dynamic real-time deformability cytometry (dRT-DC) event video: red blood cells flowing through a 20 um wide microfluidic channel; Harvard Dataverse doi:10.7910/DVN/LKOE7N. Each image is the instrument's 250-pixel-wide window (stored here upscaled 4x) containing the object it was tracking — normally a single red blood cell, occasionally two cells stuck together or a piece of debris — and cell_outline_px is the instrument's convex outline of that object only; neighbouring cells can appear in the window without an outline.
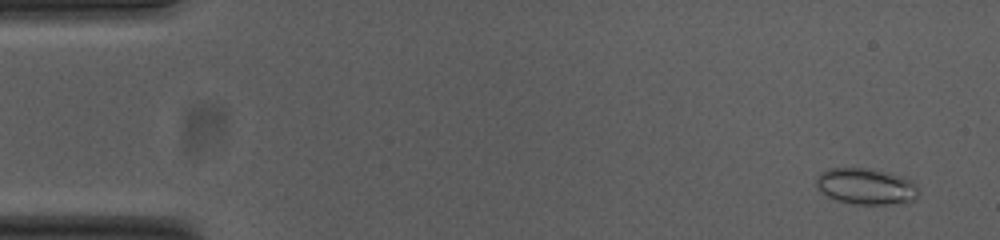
{"species": "common noctule bat (a hibernating species)", "species_latin": "Nyctalus noctula", "temperature_condition": "cold", "stored_images_in_passage": 54, "camera_frame_rate_fps": 3000, "um_per_image_px": 0.085, "animal": {"sex": "female", "body_mass_g": 23.0, "forearm_length_mm": 53.4}, "frame": {"image": 1, "passage_image": 3, "time_ms": 0.667, "image_size_px": [1000, 240], "cell_outline_px": [[920, 192], [916, 200], [904, 204], [856, 204], [836, 200], [828, 196], [816, 184], [816, 180], [820, 172], [828, 168], [868, 168], [904, 176], [916, 184], [920, 188]], "centroid_in_image_um": [73.7, 15.85], "position_along_channel_um": 11.3, "area_um2": 21.85}}
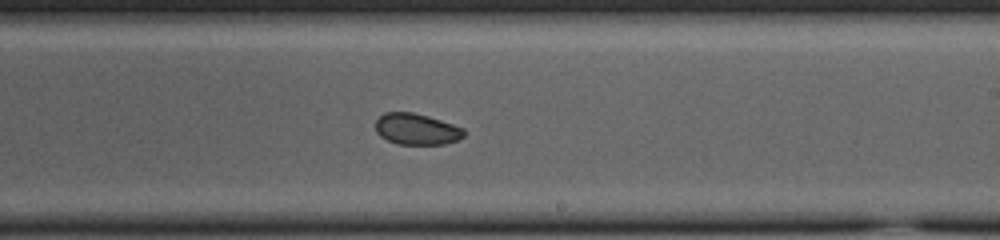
{"frame": {"image": 2, "passage_image": 32, "time_ms": 10.333, "image_size_px": [1000, 240], "cell_outline_px": [[464, 136], [456, 140], [444, 144], [396, 144], [380, 136], [376, 132], [376, 120], [384, 112], [412, 112], [428, 116], [464, 128]], "centroid_in_image_um": [35.38, 10.97], "position_along_channel_um": 253.6, "area_um2": 16.01}}
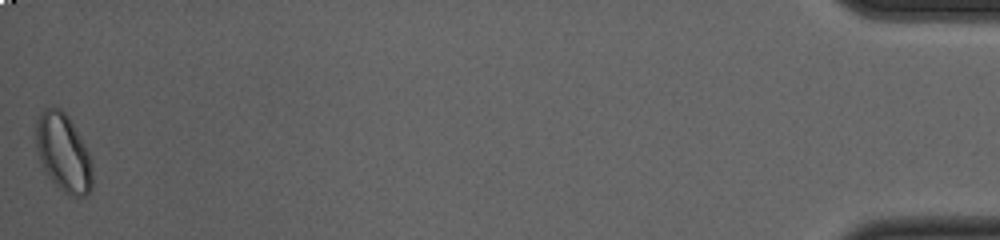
{"frame": {"image": 3, "passage_image": 54, "time_ms": 17.667, "image_size_px": [1000, 240], "cell_outline_px": [[92, 188], [84, 196], [68, 196], [52, 180], [44, 168], [40, 160], [36, 148], [36, 120], [44, 108], [60, 108], [68, 116], [88, 152], [92, 164]], "centroid_in_image_um": [5.38, 12.98], "position_along_channel_um": 429.8, "area_um2": 25.26}, "authors_computed_cell_mechanics": {"area_um2": 17.8024, "velocity_mm_per_s": 3.7537, "shape_relaxation_time_tau1_ms": 4.9944, "shape_relaxation_time_tau2_ms": 2.411, "deformation_change_tau1": 0.0688, "deformation_change_tau2": 0.0354}}